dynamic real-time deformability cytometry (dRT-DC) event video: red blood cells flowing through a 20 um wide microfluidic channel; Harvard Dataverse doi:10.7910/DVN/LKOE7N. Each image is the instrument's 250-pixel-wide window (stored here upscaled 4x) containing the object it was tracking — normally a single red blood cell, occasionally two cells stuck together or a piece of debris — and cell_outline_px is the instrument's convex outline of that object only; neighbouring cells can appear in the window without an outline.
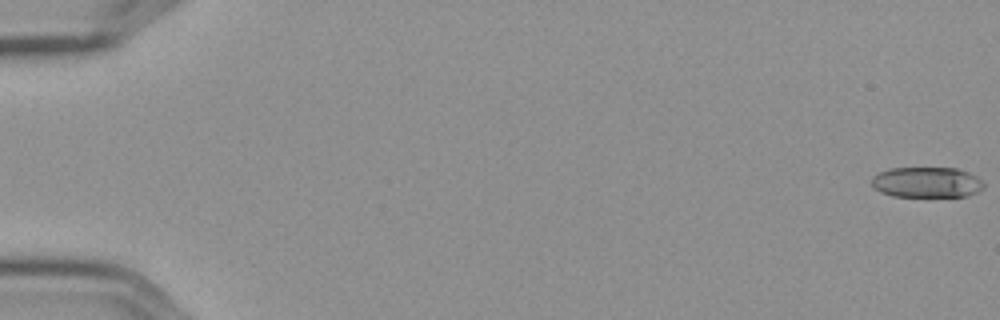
{"species": "Egyptian fruit bat (a non-hibernating species)", "species_latin": "Rousettus aegyptiacus", "temperature_condition": "cold", "stored_images_in_passage": 6, "camera_frame_rate_fps": 3000, "um_per_image_px": 0.085, "frame": {"image": 1, "passage_image": 1, "time_ms": 0.0, "image_size_px": [1000, 320], "cell_outline_px": [[984, 188], [968, 196], [892, 196], [880, 192], [872, 188], [872, 176], [888, 168], [956, 168], [968, 172], [976, 176], [984, 184]], "centroid_in_image_um": [78.74, 15.49], "position_along_channel_um": 6.3, "area_um2": 20.0}}
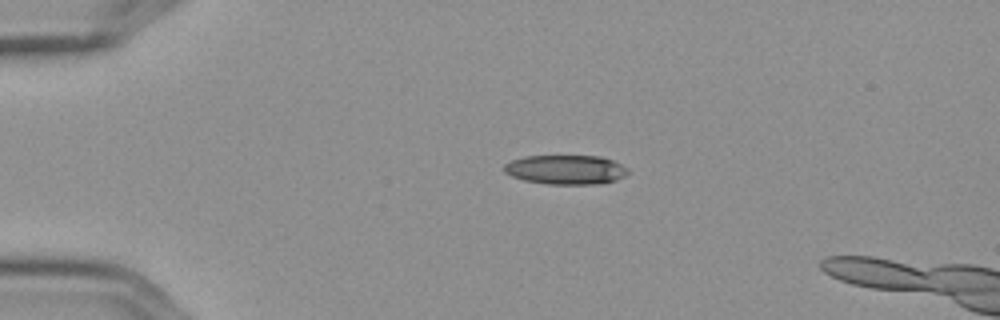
{"frame": {"image": 2, "passage_image": 4, "time_ms": 1.0, "image_size_px": [1000, 320], "cell_outline_px": [[628, 172], [624, 176], [616, 180], [600, 184], [548, 184], [524, 180], [512, 176], [504, 172], [504, 164], [512, 160], [524, 156], [600, 156], [612, 160], [628, 168]], "centroid_in_image_um": [48.09, 14.42], "position_along_channel_um": 36.9, "area_um2": 21.15}}